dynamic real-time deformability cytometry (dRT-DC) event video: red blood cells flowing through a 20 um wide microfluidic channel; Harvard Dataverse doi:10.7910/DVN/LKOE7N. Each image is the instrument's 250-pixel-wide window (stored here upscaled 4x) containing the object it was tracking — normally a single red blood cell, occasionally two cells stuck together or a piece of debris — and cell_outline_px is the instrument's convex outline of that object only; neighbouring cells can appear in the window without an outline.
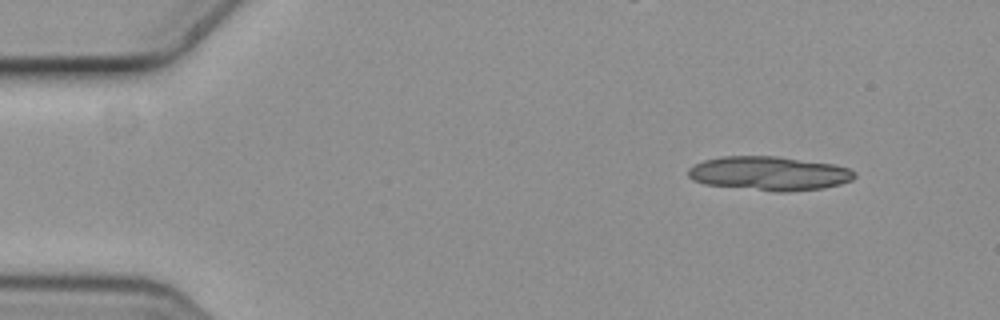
{"species": "common noctule bat (a hibernating species)", "species_latin": "Nyctalus noctula", "temperature_condition": "cold", "stored_images_in_passage": 6, "segment_of_instrument_passage": [1, 2], "camera_frame_rate_fps": 3000, "um_per_image_px": 0.085, "animal": {"sex": "female", "body_mass_g": 19.3, "forearm_length_mm": 54.1}, "frame": {"image": 1, "passage_image": 2, "time_ms": 0.333, "image_size_px": [1000, 320], "cell_outline_px": [[856, 176], [852, 180], [840, 184], [820, 188], [760, 188], [704, 184], [692, 180], [688, 176], [688, 168], [704, 160], [720, 156], [776, 156], [832, 164], [848, 168], [856, 172]], "centroid_in_image_um": [65.34, 14.67], "position_along_channel_um": 19.7, "area_um2": 31.39}}